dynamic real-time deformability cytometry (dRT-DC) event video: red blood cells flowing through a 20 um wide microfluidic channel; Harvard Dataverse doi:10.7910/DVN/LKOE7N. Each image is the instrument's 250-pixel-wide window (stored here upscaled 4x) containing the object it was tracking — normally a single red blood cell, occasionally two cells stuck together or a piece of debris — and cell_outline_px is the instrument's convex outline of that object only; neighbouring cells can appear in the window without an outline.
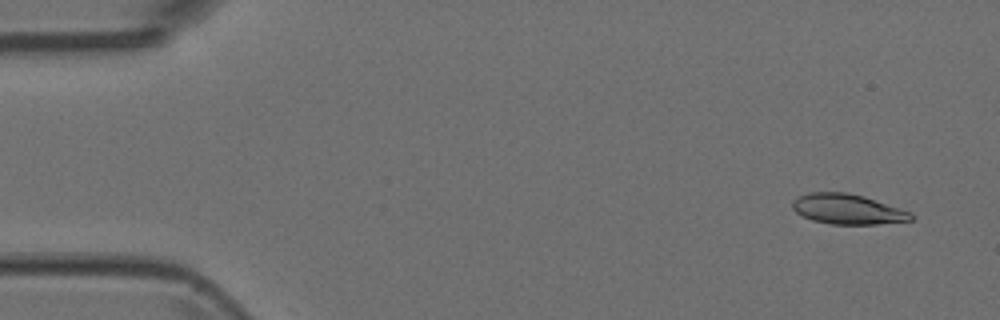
{"species": "Egyptian fruit bat (a non-hibernating species)", "species_latin": "Rousettus aegyptiacus", "temperature_condition": "room temperature", "stored_images_in_passage": 7, "camera_frame_rate_fps": 3000, "um_per_image_px": 0.085, "animal": {"sex": "female"}, "frame": {"image": 1, "passage_image": 1, "time_ms": 0.0, "image_size_px": [1000, 320], "cell_outline_px": [[912, 220], [876, 224], [832, 224], [812, 220], [796, 212], [792, 208], [792, 200], [796, 196], [808, 192], [848, 192], [864, 196], [912, 212]], "centroid_in_image_um": [72.01, 17.76], "position_along_channel_um": 13.0, "area_um2": 20.87}}
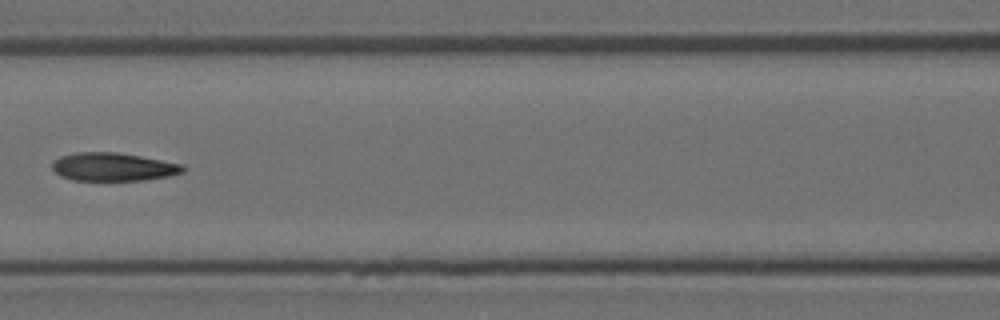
{"frame": {"image": 2, "passage_image": 6, "time_ms": 1.667, "image_size_px": [1000, 320], "cell_outline_px": [[184, 172], [172, 176], [144, 180], [72, 180], [60, 176], [52, 168], [52, 164], [60, 156], [76, 152], [116, 152], [140, 156], [184, 164]], "centroid_in_image_um": [9.65, 14.18], "position_along_channel_um": 156.9, "area_um2": 21.56}}
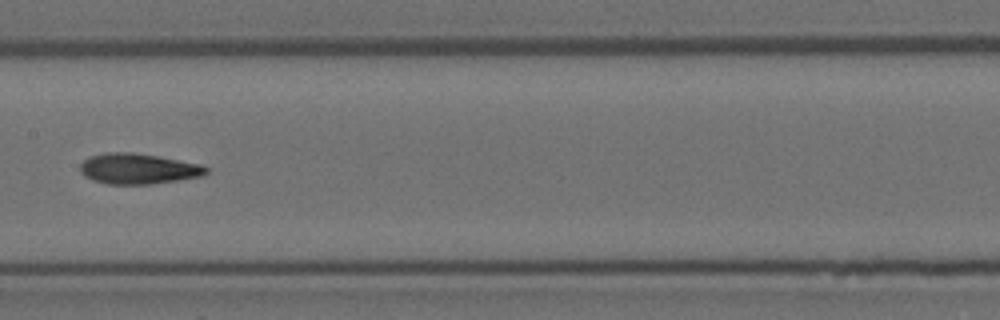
{"frame": {"image": 3, "passage_image": 7, "time_ms": 2.0, "image_size_px": [1000, 320], "cell_outline_px": [[208, 172], [200, 176], [152, 184], [108, 184], [92, 180], [84, 176], [80, 172], [80, 164], [84, 160], [92, 156], [108, 152], [132, 152], [156, 156], [200, 164], [208, 168]], "centroid_in_image_um": [11.71, 14.35], "position_along_channel_um": 195.7, "area_um2": 22.2}}